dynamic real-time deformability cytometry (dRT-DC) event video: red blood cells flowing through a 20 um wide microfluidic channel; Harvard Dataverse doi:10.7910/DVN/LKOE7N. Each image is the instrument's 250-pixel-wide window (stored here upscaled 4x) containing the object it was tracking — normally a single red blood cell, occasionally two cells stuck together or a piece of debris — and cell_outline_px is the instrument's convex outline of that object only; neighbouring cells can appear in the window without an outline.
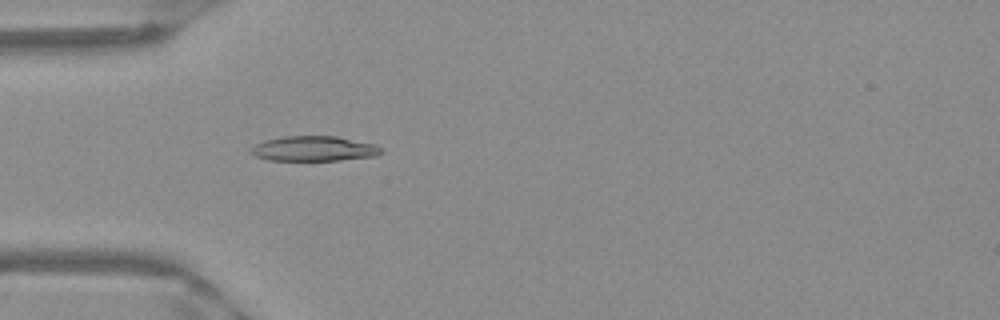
{"species": "Egyptian fruit bat (a non-hibernating species)", "species_latin": "Rousettus aegyptiacus", "temperature_condition": "warm", "stored_images_in_passage": 35, "camera_frame_rate_fps": 3000, "um_per_image_px": 0.085, "frame": {"image": 1, "passage_image": 4, "time_ms": 1.0, "image_size_px": [1000, 320], "cell_outline_px": [[380, 152], [376, 156], [340, 160], [268, 160], [256, 156], [248, 152], [256, 144], [264, 140], [284, 136], [336, 136], [376, 144], [380, 148]], "centroid_in_image_um": [26.66, 12.63], "position_along_channel_um": 58.3, "area_um2": 18.9}}
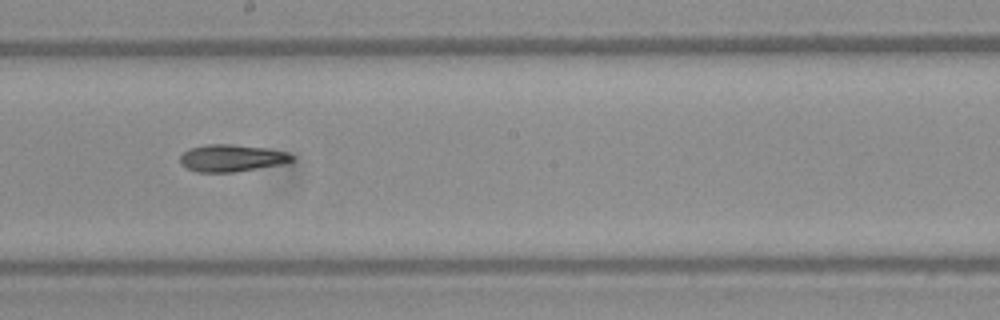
{"frame": {"image": 2, "passage_image": 17, "time_ms": 5.333, "image_size_px": [1000, 320], "cell_outline_px": [[296, 156], [292, 160], [280, 164], [232, 172], [196, 172], [180, 164], [180, 156], [188, 148], [208, 144], [232, 144], [264, 148], [288, 152]], "centroid_in_image_um": [19.66, 13.42], "position_along_channel_um": 228.5, "area_um2": 17.51}}
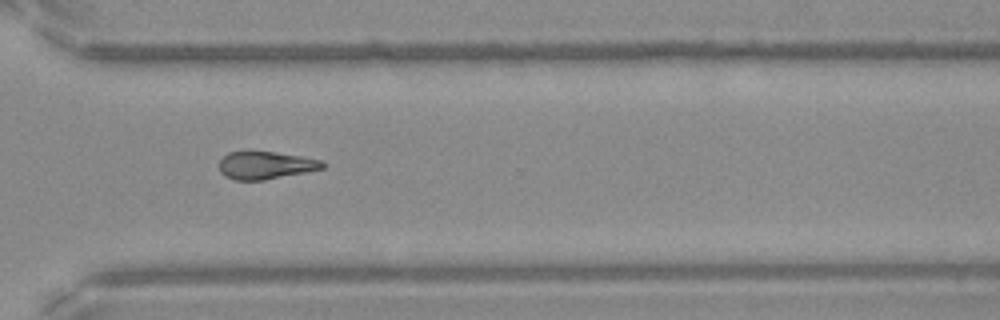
{"frame": {"image": 3, "passage_image": 26, "time_ms": 8.333, "image_size_px": [1000, 320], "cell_outline_px": [[324, 168], [264, 180], [232, 180], [224, 176], [220, 172], [220, 160], [228, 152], [276, 152], [300, 156], [320, 160], [324, 164]], "centroid_in_image_um": [22.53, 14.06], "position_along_channel_um": 348.1, "area_um2": 16.42}}